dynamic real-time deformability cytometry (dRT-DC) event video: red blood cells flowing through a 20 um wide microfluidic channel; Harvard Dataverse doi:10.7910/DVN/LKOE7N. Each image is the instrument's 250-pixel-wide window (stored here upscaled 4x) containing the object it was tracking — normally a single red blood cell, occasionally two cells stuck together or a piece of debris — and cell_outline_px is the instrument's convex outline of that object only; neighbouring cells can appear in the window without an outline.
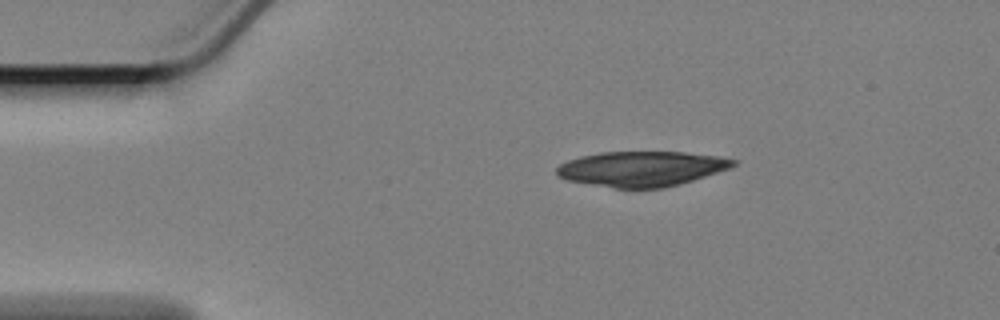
{"species": "Egyptian fruit bat (a non-hibernating species)", "species_latin": "Rousettus aegyptiacus", "temperature_condition": "cold", "stored_images_in_passage": 49, "camera_frame_rate_fps": 3000, "um_per_image_px": 0.085, "animal": {"sex": "female"}, "frame": {"image": 1, "passage_image": 1, "time_ms": 0.0, "image_size_px": [1000, 320], "cell_outline_px": [[736, 164], [728, 168], [692, 180], [664, 188], [616, 188], [568, 180], [556, 176], [556, 168], [560, 164], [568, 160], [580, 156], [600, 152], [684, 152], [720, 156], [736, 160]], "centroid_in_image_um": [54.5, 14.33], "position_along_channel_um": 30.5, "area_um2": 35.84}}